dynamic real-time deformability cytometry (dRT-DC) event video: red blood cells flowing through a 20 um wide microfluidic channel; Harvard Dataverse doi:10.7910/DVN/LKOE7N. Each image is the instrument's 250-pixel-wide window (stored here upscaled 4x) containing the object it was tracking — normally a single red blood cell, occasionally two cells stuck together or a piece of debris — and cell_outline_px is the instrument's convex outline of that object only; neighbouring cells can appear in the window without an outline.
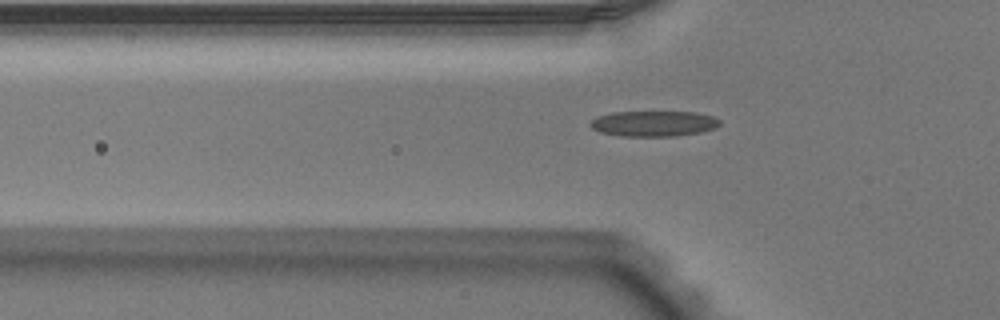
{"species": "Egyptian fruit bat (a non-hibernating species)", "species_latin": "Rousettus aegyptiacus", "temperature_condition": "warm", "stored_images_in_passage": 37, "camera_frame_rate_fps": 3000, "um_per_image_px": 0.085, "animal": {"sex": "male"}, "frame": {"image": 1, "passage_image": 2, "time_ms": 0.333, "image_size_px": [1000, 320], "cell_outline_px": [[720, 124], [716, 128], [700, 132], [676, 136], [620, 136], [600, 132], [592, 128], [588, 124], [592, 120], [600, 116], [612, 112], [696, 112], [712, 116], [720, 120]], "centroid_in_image_um": [55.57, 10.51], "position_along_channel_um": 70.2, "area_um2": 19.25}}
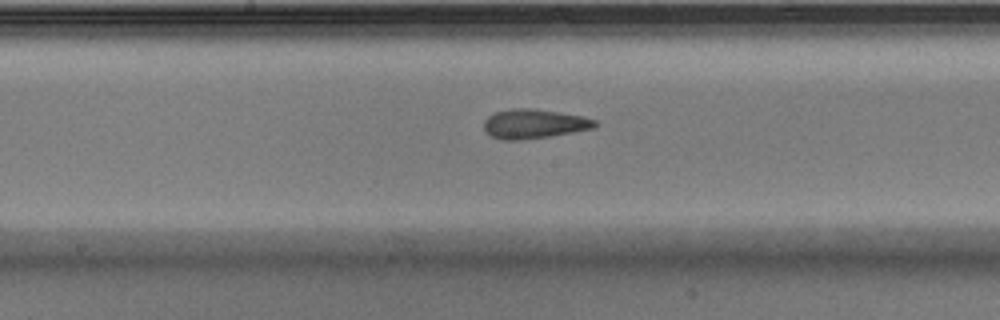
{"frame": {"image": 2, "passage_image": 12, "time_ms": 3.667, "image_size_px": [1000, 320], "cell_outline_px": [[600, 124], [596, 128], [552, 136], [520, 140], [500, 140], [484, 132], [484, 120], [488, 116], [496, 112], [512, 108], [528, 108], [556, 112], [580, 116], [596, 120]], "centroid_in_image_um": [45.39, 10.54], "position_along_channel_um": 202.8, "area_um2": 19.07}}
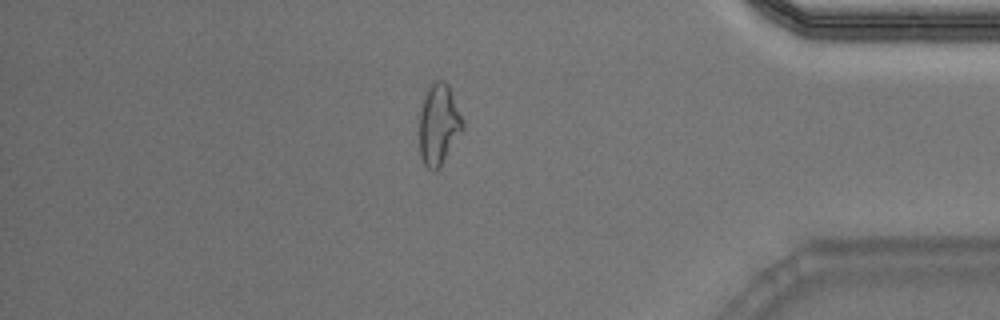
{"frame": {"image": 3, "passage_image": 29, "time_ms": 9.333, "image_size_px": [1000, 320], "cell_outline_px": [[464, 128], [440, 168], [436, 172], [432, 172], [424, 164], [420, 156], [420, 112], [424, 96], [428, 88], [436, 80], [444, 80], [448, 84], [464, 120]], "centroid_in_image_um": [37.31, 10.61], "position_along_channel_um": 397.9, "area_um2": 20.58}}